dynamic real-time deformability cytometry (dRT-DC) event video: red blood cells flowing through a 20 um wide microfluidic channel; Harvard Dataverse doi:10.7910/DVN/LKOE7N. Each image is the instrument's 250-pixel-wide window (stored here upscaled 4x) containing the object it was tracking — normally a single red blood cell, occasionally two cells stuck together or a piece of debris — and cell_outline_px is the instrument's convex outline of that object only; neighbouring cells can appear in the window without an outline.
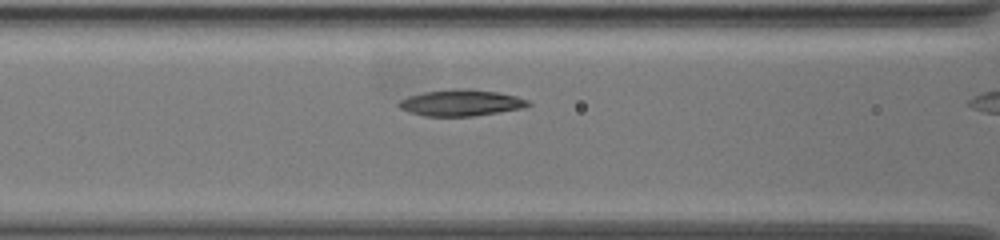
{"species": "common noctule bat (a hibernating species)", "species_latin": "Nyctalus noctula", "temperature_condition": "warm", "stored_images_in_passage": 11, "camera_frame_rate_fps": 3000, "um_per_image_px": 0.085, "animal": {"sex": "female", "body_mass_g": 19.5, "forearm_length_mm": 54.1}, "frame": {"image": 1, "passage_image": 10, "time_ms": 3.0, "image_size_px": [1000, 240], "cell_outline_px": [[532, 104], [520, 108], [472, 116], [424, 116], [408, 112], [400, 108], [396, 104], [400, 100], [408, 96], [424, 92], [456, 88], [468, 88], [496, 92], [516, 96], [528, 100]], "centroid_in_image_um": [39.13, 8.73], "position_along_channel_um": 127.5, "area_um2": 19.71}}